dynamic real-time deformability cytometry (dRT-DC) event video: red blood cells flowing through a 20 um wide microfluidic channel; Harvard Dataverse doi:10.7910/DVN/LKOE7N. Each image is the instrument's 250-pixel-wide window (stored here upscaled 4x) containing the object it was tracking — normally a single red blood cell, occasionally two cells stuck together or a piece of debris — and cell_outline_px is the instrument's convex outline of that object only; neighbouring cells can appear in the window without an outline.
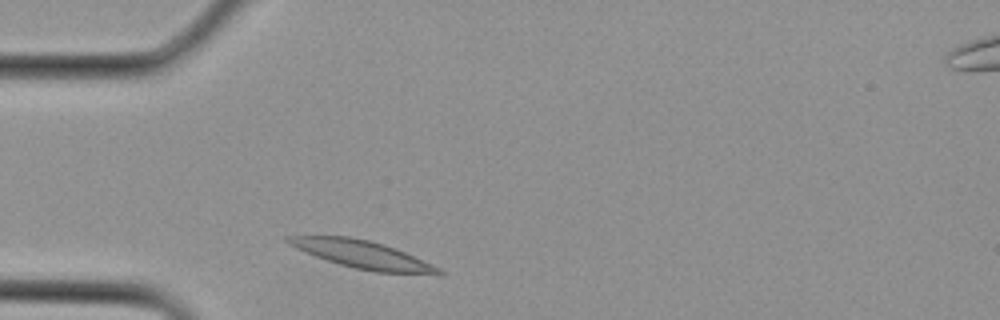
{"species": "Egyptian fruit bat (a non-hibernating species)", "species_latin": "Rousettus aegyptiacus", "temperature_condition": "cold", "stored_images_in_passage": 25, "camera_frame_rate_fps": 3000, "um_per_image_px": 0.085, "animal": {"sex": "female"}, "frame": {"image": 1, "passage_image": 2, "time_ms": 0.333, "image_size_px": [1000, 320], "cell_outline_px": [[444, 276], [440, 276], [376, 272], [356, 268], [340, 264], [316, 256], [296, 248], [288, 244], [284, 240], [284, 236], [352, 236], [384, 244], [404, 252], [440, 268], [444, 272]], "centroid_in_image_um": [30.87, 21.65], "position_along_channel_um": 54.1, "area_um2": 24.45}}
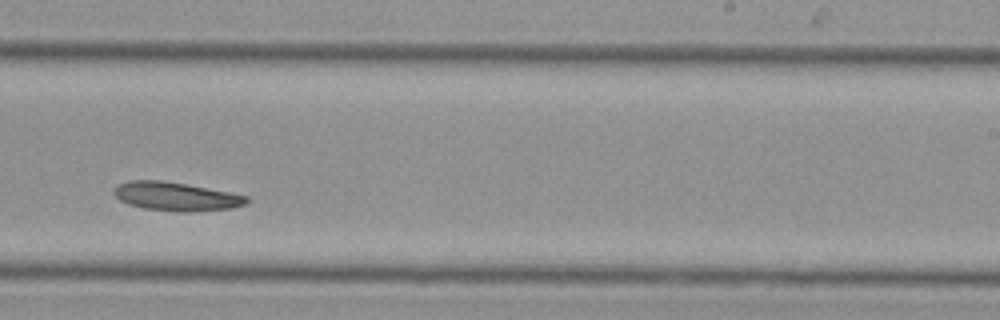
{"frame": {"image": 2, "passage_image": 13, "time_ms": 4.0, "image_size_px": [1000, 320], "cell_outline_px": [[252, 200], [248, 204], [232, 208], [188, 212], [176, 212], [144, 208], [128, 204], [120, 200], [112, 192], [116, 184], [128, 180], [160, 180], [184, 184], [228, 192], [248, 196]], "centroid_in_image_um": [14.96, 16.7], "position_along_channel_um": 274.0, "area_um2": 22.25}}
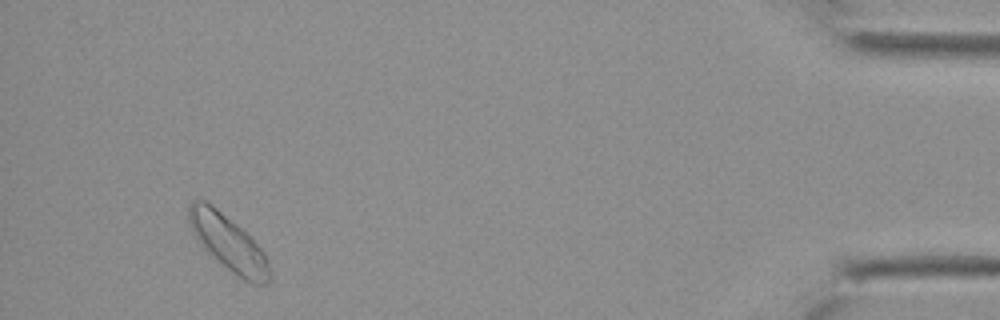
{"frame": {"image": 3, "passage_image": 23, "time_ms": 7.333, "image_size_px": [1000, 320], "cell_outline_px": [[268, 284], [252, 284], [236, 276], [212, 256], [200, 244], [192, 232], [188, 224], [188, 204], [192, 200], [204, 200], [212, 204], [236, 224], [264, 252], [268, 264]], "centroid_in_image_um": [19.34, 20.63], "position_along_channel_um": 415.9, "area_um2": 25.78}}